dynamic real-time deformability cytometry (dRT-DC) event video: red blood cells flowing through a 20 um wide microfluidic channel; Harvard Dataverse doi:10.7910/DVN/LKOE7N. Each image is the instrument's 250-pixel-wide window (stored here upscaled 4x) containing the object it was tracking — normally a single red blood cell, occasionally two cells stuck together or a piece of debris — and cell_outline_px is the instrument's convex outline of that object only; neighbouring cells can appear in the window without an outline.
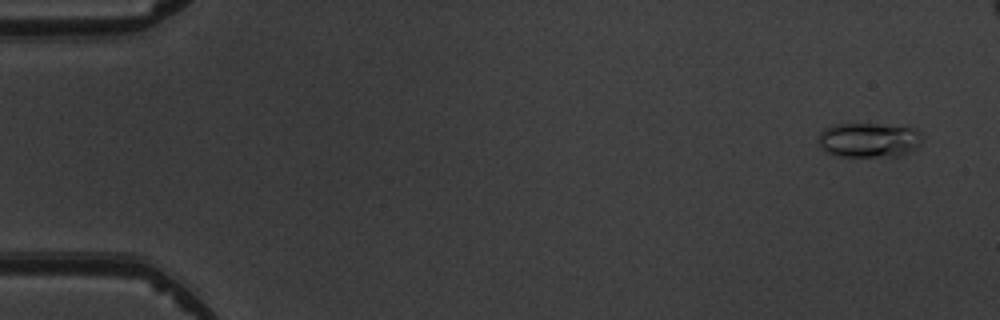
{"species": "common noctule bat (a hibernating species)", "species_latin": "Nyctalus noctula", "temperature_condition": "warm", "stored_images_in_passage": 5, "camera_frame_rate_fps": 3000, "um_per_image_px": 0.085, "animal": {"sex": "male", "body_mass_g": 19.5, "forearm_length_mm": 54.6}, "frame": {"image": 1, "passage_image": 5, "time_ms": 5.667, "image_size_px": [1000, 320], "cell_outline_px": [[924, 136], [920, 144], [916, 148], [900, 156], [832, 156], [820, 148], [816, 140], [816, 136], [824, 128], [832, 124], [876, 124], [916, 128]], "centroid_in_image_um": [73.8, 11.9], "position_along_channel_um": 11.2, "area_um2": 21.44}}